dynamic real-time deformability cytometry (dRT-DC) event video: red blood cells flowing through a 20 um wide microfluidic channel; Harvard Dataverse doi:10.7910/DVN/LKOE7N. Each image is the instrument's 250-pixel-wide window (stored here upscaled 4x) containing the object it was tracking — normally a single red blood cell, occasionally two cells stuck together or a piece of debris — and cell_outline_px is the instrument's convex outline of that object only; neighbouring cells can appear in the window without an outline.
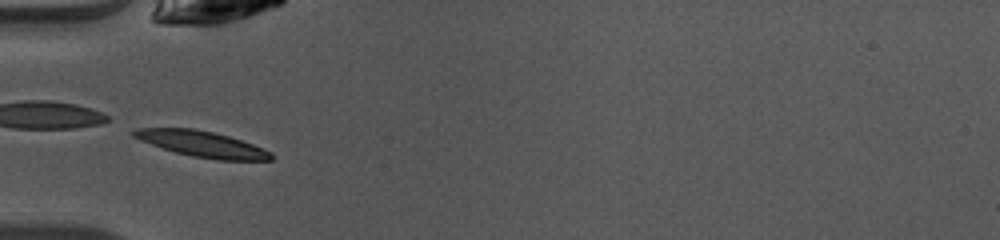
{"species": "common noctule bat (a hibernating species)", "species_latin": "Nyctalus noctula", "temperature_condition": "warm", "stored_images_in_passage": 4, "camera_frame_rate_fps": 3000, "um_per_image_px": 0.085, "animal": {"sex": "female", "body_mass_g": 10.0, "forearm_length_mm": 53.1}, "frame": {"image": 1, "passage_image": 1, "time_ms": 0.0, "image_size_px": [1000, 240], "cell_outline_px": [[276, 156], [272, 160], [216, 160], [192, 156], [176, 152], [140, 140], [132, 136], [132, 132], [136, 128], [192, 128], [212, 132], [228, 136], [264, 148], [272, 152]], "centroid_in_image_um": [17.22, 12.25], "position_along_channel_um": 67.8, "area_um2": 20.58}}
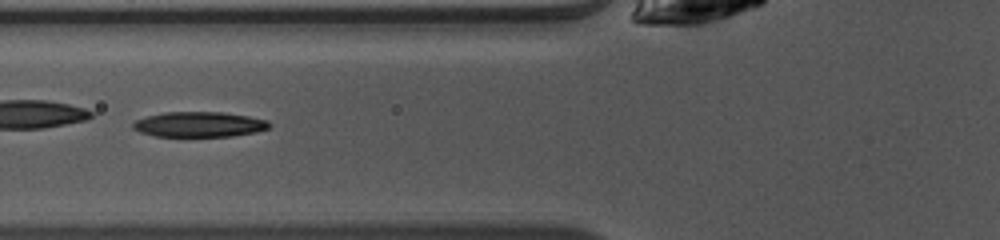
{"frame": {"image": 2, "passage_image": 4, "time_ms": 1.0, "image_size_px": [1000, 240], "cell_outline_px": [[272, 124], [268, 128], [256, 132], [232, 136], [156, 136], [140, 132], [132, 128], [132, 124], [136, 120], [148, 116], [164, 112], [224, 112], [248, 116], [268, 120]], "centroid_in_image_um": [16.95, 10.57], "position_along_channel_um": 108.8, "area_um2": 20.0}}